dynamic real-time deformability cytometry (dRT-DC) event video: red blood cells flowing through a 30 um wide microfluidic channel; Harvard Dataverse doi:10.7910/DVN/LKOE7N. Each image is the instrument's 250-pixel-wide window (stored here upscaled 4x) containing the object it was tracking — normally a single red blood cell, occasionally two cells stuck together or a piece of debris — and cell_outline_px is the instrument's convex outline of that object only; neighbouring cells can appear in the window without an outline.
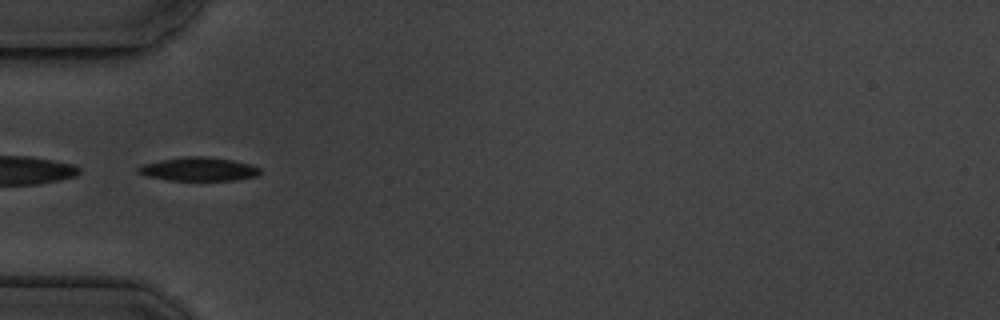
{"species": "common noctule bat (a hibernating species)", "species_latin": "Nyctalus noctula", "temperature_condition": "cold", "stored_images_in_passage": 7, "camera_frame_rate_fps": 3000, "um_per_image_px": 0.085, "animal": {"sex": "male", "body_mass_g": 19.5, "forearm_length_mm": 54.6}, "frame": {"image": 1, "passage_image": 5, "time_ms": 4.667, "image_size_px": [1000, 320], "cell_outline_px": [[260, 172], [256, 176], [236, 180], [168, 180], [148, 176], [136, 172], [136, 168], [144, 164], [160, 160], [184, 156], [204, 156], [232, 160], [248, 164], [260, 168]], "centroid_in_image_um": [16.85, 14.37], "position_along_channel_um": 68.1, "area_um2": 16.65}}